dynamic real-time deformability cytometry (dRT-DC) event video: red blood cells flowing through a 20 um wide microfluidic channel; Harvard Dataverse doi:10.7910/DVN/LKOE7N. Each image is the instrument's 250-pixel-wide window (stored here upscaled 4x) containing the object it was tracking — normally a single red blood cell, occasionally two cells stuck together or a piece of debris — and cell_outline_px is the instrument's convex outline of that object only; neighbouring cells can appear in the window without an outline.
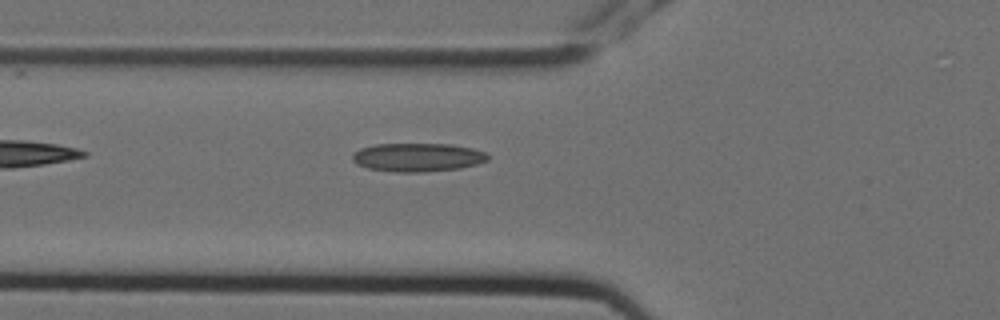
{"species": "Egyptian fruit bat (a non-hibernating species)", "species_latin": "Rousettus aegyptiacus", "temperature_condition": "cold", "stored_images_in_passage": 6, "camera_frame_rate_fps": 3000, "um_per_image_px": 0.085, "animal": {"sex": "female"}, "frame": {"image": 1, "passage_image": 6, "time_ms": 1.667, "image_size_px": [1000, 320], "cell_outline_px": [[488, 160], [476, 164], [460, 168], [420, 172], [392, 172], [368, 168], [356, 164], [352, 160], [352, 152], [360, 148], [376, 144], [448, 144], [472, 148], [484, 152], [488, 156]], "centroid_in_image_um": [35.44, 13.37], "position_along_channel_um": 90.4, "area_um2": 22.48}}